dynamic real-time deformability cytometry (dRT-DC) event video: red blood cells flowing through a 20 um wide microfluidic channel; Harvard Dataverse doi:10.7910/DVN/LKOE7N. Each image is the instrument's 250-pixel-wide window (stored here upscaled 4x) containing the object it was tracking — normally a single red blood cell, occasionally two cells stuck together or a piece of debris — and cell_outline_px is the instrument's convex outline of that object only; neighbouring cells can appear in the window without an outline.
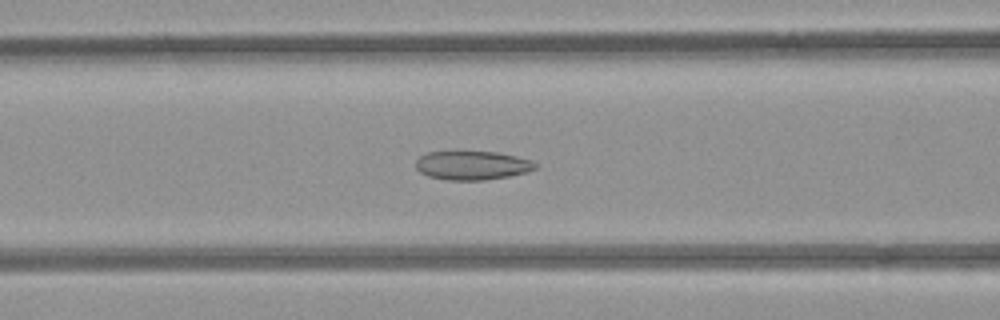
{"species": "common noctule bat (a hibernating species)", "species_latin": "Nyctalus noctula", "temperature_condition": "room temperature", "stored_images_in_passage": 53, "camera_frame_rate_fps": 3000, "um_per_image_px": 0.085, "animal": {"sex": "female", "body_mass_g": 21.9}, "frame": {"image": 1, "passage_image": 22, "time_ms": 7.0, "image_size_px": [1000, 320], "cell_outline_px": [[536, 168], [528, 172], [508, 176], [484, 180], [448, 180], [428, 176], [420, 172], [416, 168], [416, 160], [420, 156], [428, 152], [496, 152], [516, 156], [532, 160], [536, 164]], "centroid_in_image_um": [40.14, 14.06], "position_along_channel_um": 126.5, "area_um2": 20.0}}
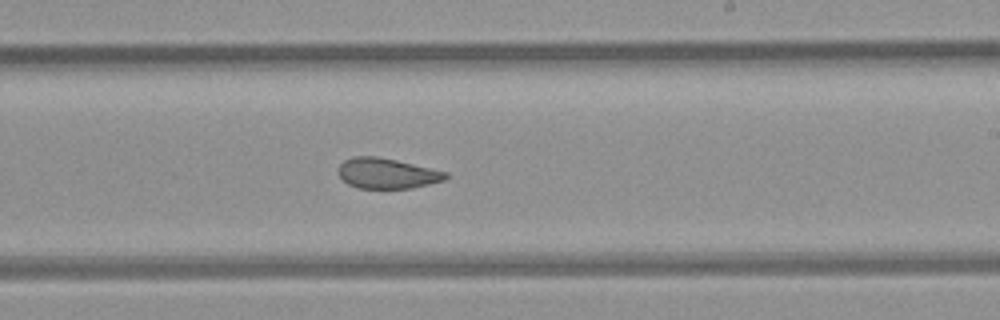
{"frame": {"image": 2, "passage_image": 32, "time_ms": 10.333, "image_size_px": [1000, 320], "cell_outline_px": [[448, 176], [444, 180], [412, 188], [356, 188], [348, 184], [336, 172], [340, 164], [344, 160], [352, 156], [376, 156], [396, 160], [448, 172]], "centroid_in_image_um": [32.86, 14.73], "position_along_channel_um": 256.1, "area_um2": 19.02}}
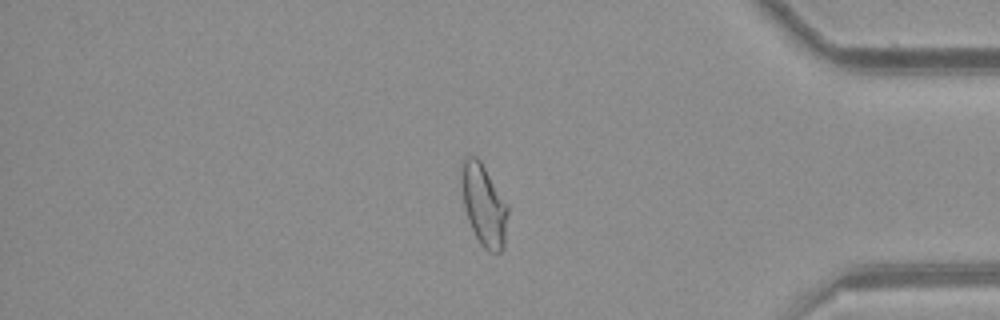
{"frame": {"image": 3, "passage_image": 45, "time_ms": 14.667, "image_size_px": [1000, 320], "cell_outline_px": [[508, 212], [504, 248], [500, 252], [488, 252], [480, 244], [468, 220], [464, 204], [460, 176], [460, 172], [464, 160], [468, 156], [476, 156], [480, 160], [508, 204]], "centroid_in_image_um": [41.14, 17.44], "position_along_channel_um": 394.1, "area_um2": 22.02}, "authors_computed_cell_mechanics": {"area_um2": 22.0218, "velocity_mm_per_s": 3.8934, "shape_relaxation_time_tau1_ms": null, "shape_relaxation_time_tau2_ms": 2.2675, "deformation_change_tau1": null, "deformation_change_tau2": 0.0872}}